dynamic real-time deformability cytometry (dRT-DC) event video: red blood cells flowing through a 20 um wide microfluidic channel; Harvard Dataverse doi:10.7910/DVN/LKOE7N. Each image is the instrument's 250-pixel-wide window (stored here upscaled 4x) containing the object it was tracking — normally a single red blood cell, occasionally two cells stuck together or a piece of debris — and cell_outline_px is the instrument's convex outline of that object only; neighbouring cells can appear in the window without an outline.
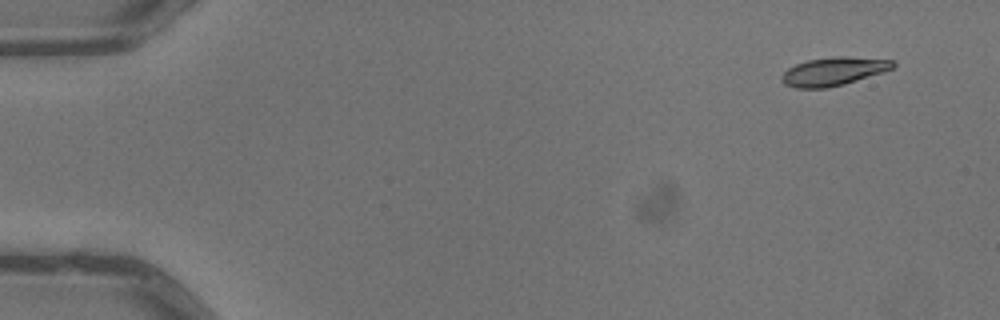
{"species": "common noctule bat (a hibernating species)", "species_latin": "Nyctalus noctula", "temperature_condition": "warm", "stored_images_in_passage": 5, "camera_frame_rate_fps": 3000, "um_per_image_px": 0.085, "animal": {"sex": "male", "body_mass_g": 13.3}, "frame": {"image": 1, "passage_image": 1, "time_ms": 0.0, "image_size_px": [1000, 320], "cell_outline_px": [[896, 64], [892, 68], [884, 72], [844, 84], [828, 88], [796, 88], [784, 84], [780, 80], [780, 76], [788, 68], [796, 64], [808, 60], [832, 56], [848, 56], [892, 60]], "centroid_in_image_um": [70.83, 6.07], "position_along_channel_um": 14.2, "area_um2": 18.5}}
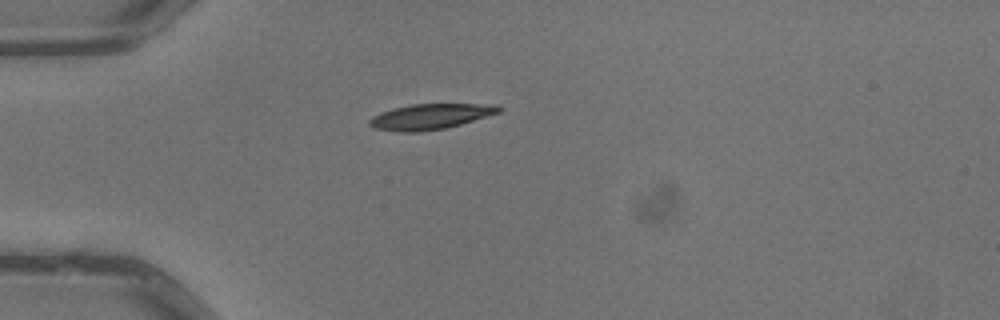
{"frame": {"image": 2, "passage_image": 4, "time_ms": 1.0, "image_size_px": [1000, 320], "cell_outline_px": [[500, 112], [460, 124], [444, 128], [416, 132], [400, 132], [376, 128], [368, 124], [368, 120], [372, 116], [380, 112], [392, 108], [412, 104], [496, 104], [500, 108]], "centroid_in_image_um": [36.53, 9.9], "position_along_channel_um": 48.5, "area_um2": 19.02}}